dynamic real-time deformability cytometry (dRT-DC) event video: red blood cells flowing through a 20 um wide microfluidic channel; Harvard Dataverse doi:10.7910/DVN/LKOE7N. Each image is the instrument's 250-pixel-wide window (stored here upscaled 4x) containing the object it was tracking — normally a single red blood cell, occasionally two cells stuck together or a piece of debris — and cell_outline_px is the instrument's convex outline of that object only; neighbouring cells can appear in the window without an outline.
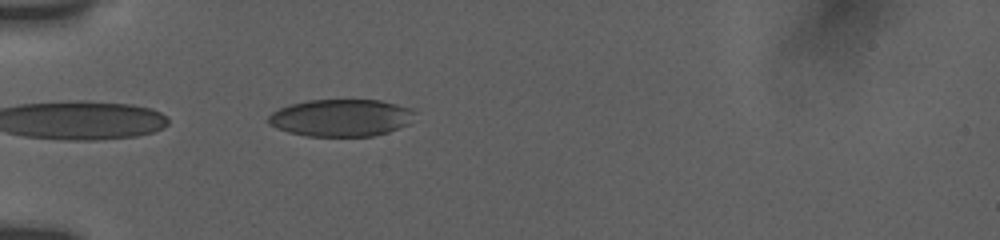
{"species": "human", "species_latin": "Homo sapiens", "temperature_condition": "room temperature", "stored_images_in_passage": 38, "camera_frame_rate_fps": 3000, "um_per_image_px": 0.085, "donor": {"sex": "female"}, "frame": {"image": 1, "passage_image": 1, "time_ms": 0.0, "image_size_px": [1000, 240], "cell_outline_px": [[416, 112], [408, 124], [388, 132], [372, 136], [308, 136], [288, 132], [276, 128], [268, 124], [268, 116], [272, 112], [288, 104], [308, 100], [380, 100], [412, 108]], "centroid_in_image_um": [28.97, 10.01], "position_along_channel_um": 56.0, "area_um2": 31.85}}
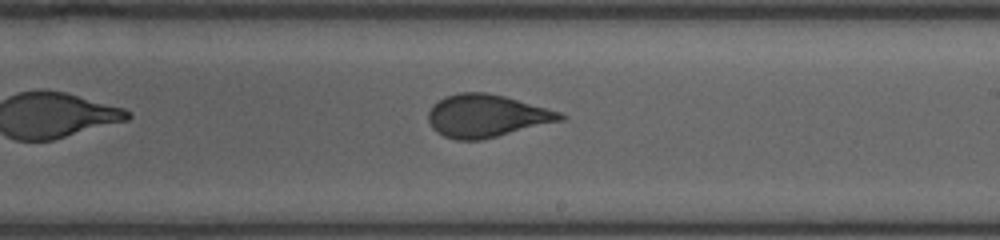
{"frame": {"image": 2, "passage_image": 17, "time_ms": 5.333, "image_size_px": [1000, 240], "cell_outline_px": [[568, 116], [564, 120], [480, 140], [456, 140], [444, 136], [436, 132], [432, 128], [428, 120], [428, 112], [432, 104], [444, 96], [460, 92], [484, 92], [504, 96], [560, 112]], "centroid_in_image_um": [41.32, 9.85], "position_along_channel_um": 247.7, "area_um2": 32.77}}
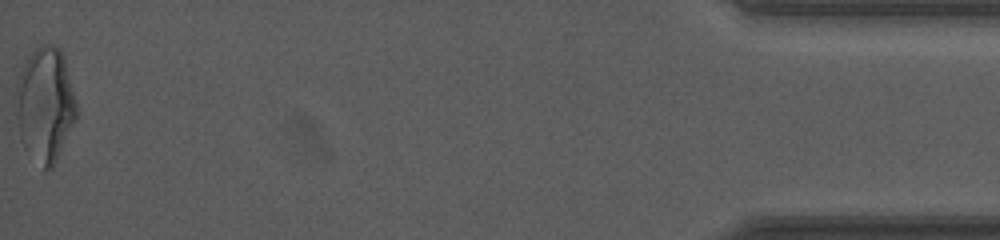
{"frame": {"image": 3, "passage_image": 38, "time_ms": 12.333, "image_size_px": [1000, 240], "cell_outline_px": [[76, 120], [52, 168], [44, 168], [24, 148], [20, 140], [16, 88], [16, 80], [28, 56], [36, 48], [44, 44], [52, 44], [60, 48], [64, 56], [76, 100]], "centroid_in_image_um": [3.85, 8.85], "position_along_channel_um": 431.4, "area_um2": 39.94}, "authors_computed_cell_mechanics": {"area_um2": 33.0616, "velocity_mm_per_s": 3.8493, "shape_relaxation_time_tau1_ms": 6.9498, "shape_relaxation_time_tau2_ms": 0.7167, "deformation_change_tau1": 0.1456, "deformation_change_tau2": 0.0799}}